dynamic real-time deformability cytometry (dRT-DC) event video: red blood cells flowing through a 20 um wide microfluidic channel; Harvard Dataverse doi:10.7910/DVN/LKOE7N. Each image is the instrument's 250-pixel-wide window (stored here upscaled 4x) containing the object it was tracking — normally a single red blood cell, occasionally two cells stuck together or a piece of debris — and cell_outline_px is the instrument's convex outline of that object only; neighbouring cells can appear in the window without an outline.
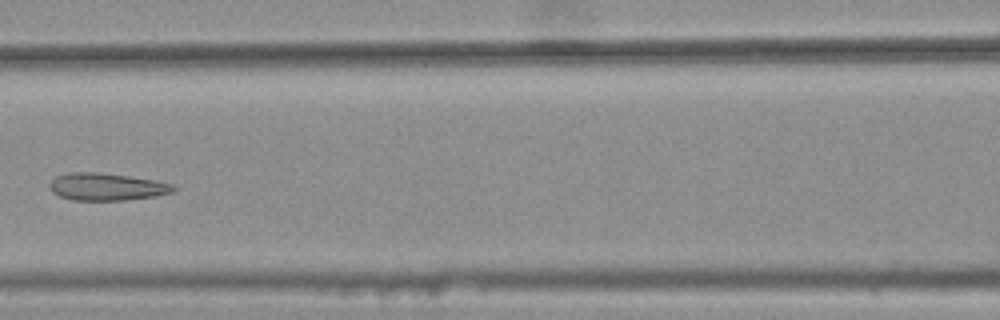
{"species": "common noctule bat (a hibernating species)", "species_latin": "Nyctalus noctula", "temperature_condition": "warm", "stored_images_in_passage": 5, "camera_frame_rate_fps": 3000, "um_per_image_px": 0.085, "animal": {"sex": "female", "body_mass_g": 25.1}, "frame": {"image": 1, "passage_image": 4, "time_ms": 1.0, "image_size_px": [1000, 320], "cell_outline_px": [[180, 188], [176, 192], [156, 196], [124, 200], [72, 200], [60, 196], [52, 192], [48, 184], [56, 176], [72, 172], [96, 172], [128, 176], [156, 180], [172, 184]], "centroid_in_image_um": [9.12, 15.88], "position_along_channel_um": 157.5, "area_um2": 19.88}}
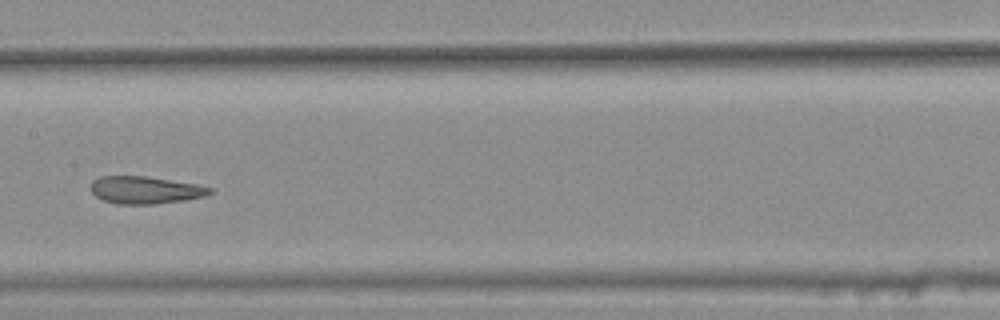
{"frame": {"image": 2, "passage_image": 5, "time_ms": 1.333, "image_size_px": [1000, 320], "cell_outline_px": [[212, 192], [204, 196], [184, 200], [156, 204], [120, 204], [104, 200], [96, 196], [92, 192], [92, 180], [100, 176], [144, 176], [196, 184], [212, 188]], "centroid_in_image_um": [12.34, 16.15], "position_along_channel_um": 195.1, "area_um2": 18.79}}